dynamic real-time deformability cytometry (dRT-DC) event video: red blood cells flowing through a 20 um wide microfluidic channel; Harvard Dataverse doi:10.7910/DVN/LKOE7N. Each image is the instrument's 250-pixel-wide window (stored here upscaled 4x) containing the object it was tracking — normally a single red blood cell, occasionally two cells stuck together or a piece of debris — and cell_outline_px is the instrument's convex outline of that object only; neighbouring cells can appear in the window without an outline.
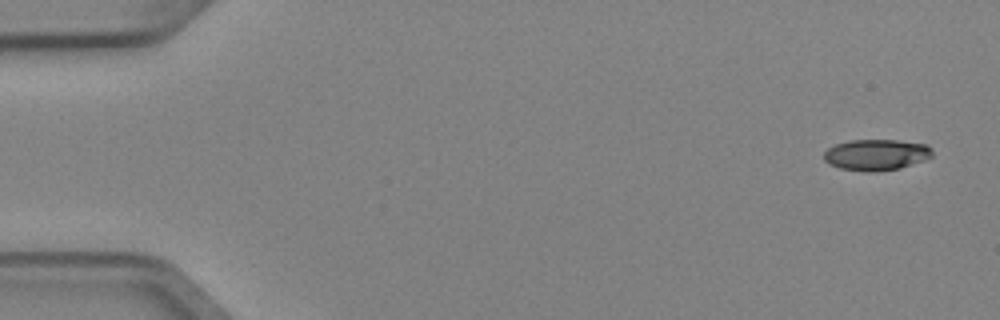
{"species": "Egyptian fruit bat (a non-hibernating species)", "species_latin": "Rousettus aegyptiacus", "temperature_condition": "cold", "stored_images_in_passage": 6, "camera_frame_rate_fps": 3000, "um_per_image_px": 0.085, "animal": {"sex": "female"}, "frame": {"image": 1, "passage_image": 1, "time_ms": 0.0, "image_size_px": [1000, 320], "cell_outline_px": [[932, 156], [924, 160], [900, 168], [872, 172], [868, 172], [840, 168], [828, 164], [824, 160], [824, 152], [828, 148], [836, 144], [848, 140], [896, 140], [928, 144], [932, 148]], "centroid_in_image_um": [74.48, 13.15], "position_along_channel_um": 10.5, "area_um2": 19.71}}
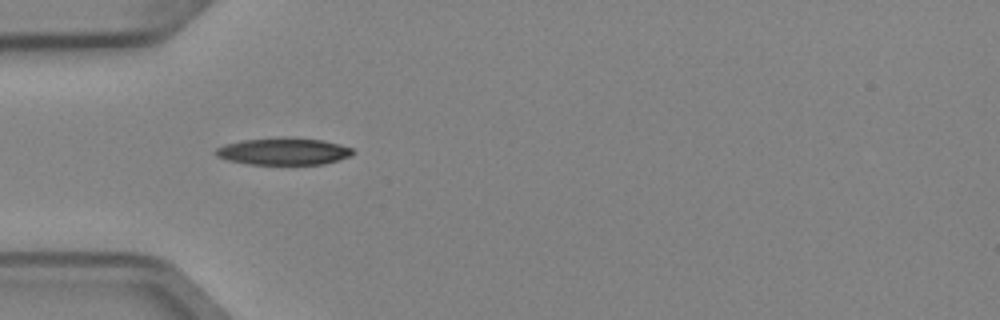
{"frame": {"image": 2, "passage_image": 5, "time_ms": 1.333, "image_size_px": [1000, 320], "cell_outline_px": [[352, 156], [324, 164], [248, 164], [228, 160], [216, 156], [212, 152], [216, 148], [224, 144], [244, 140], [280, 136], [292, 136], [324, 140], [340, 144], [352, 148]], "centroid_in_image_um": [24.09, 12.84], "position_along_channel_um": 60.9, "area_um2": 22.02}}
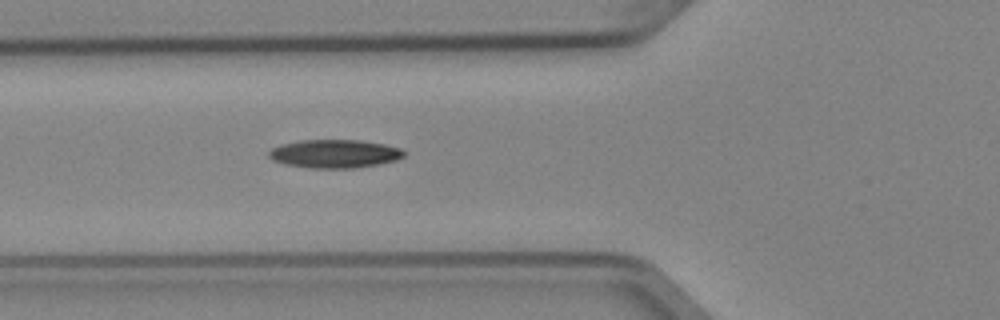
{"frame": {"image": 3, "passage_image": 6, "time_ms": 1.667, "image_size_px": [1000, 320], "cell_outline_px": [[404, 156], [396, 160], [376, 164], [352, 168], [312, 168], [288, 164], [272, 160], [268, 156], [268, 152], [272, 148], [280, 144], [300, 140], [360, 140], [384, 144], [400, 148], [404, 152]], "centroid_in_image_um": [28.41, 13.06], "position_along_channel_um": 97.4, "area_um2": 22.14}}